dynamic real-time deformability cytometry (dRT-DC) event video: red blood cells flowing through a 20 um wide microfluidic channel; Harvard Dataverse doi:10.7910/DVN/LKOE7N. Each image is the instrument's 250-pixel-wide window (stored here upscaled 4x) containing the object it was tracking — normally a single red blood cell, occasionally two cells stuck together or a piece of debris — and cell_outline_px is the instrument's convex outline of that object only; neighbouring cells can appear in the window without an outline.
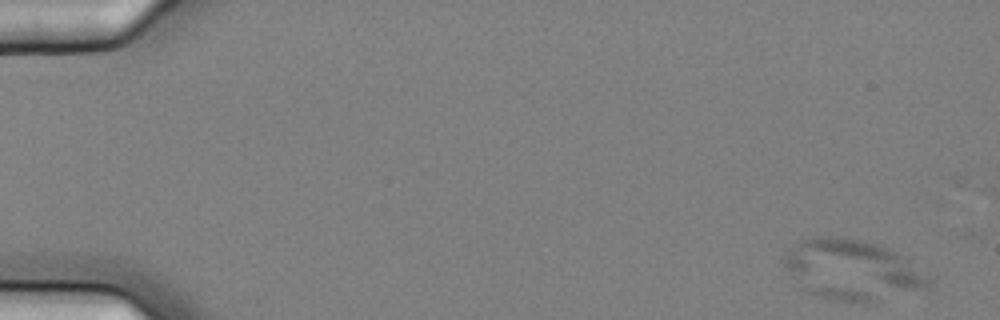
{"species": "common noctule bat (a hibernating species)", "species_latin": "Nyctalus noctula", "temperature_condition": "cold", "stored_images_in_passage": 5, "camera_frame_rate_fps": 3000, "um_per_image_px": 0.085, "animal": {"sex": "female", "body_mass_g": 25.1}, "frame": {"image": 1, "passage_image": 1, "time_ms": 0.0, "image_size_px": [1000, 320], "cell_outline_px": [[932, 280], [928, 288], [864, 304], [832, 300], [816, 296], [808, 292], [784, 268], [784, 260], [796, 244], [800, 240], [816, 236], [836, 236], [860, 240], [876, 244], [888, 248], [904, 256]], "centroid_in_image_um": [72.46, 22.96], "position_along_channel_um": 12.5, "area_um2": 50.52}}